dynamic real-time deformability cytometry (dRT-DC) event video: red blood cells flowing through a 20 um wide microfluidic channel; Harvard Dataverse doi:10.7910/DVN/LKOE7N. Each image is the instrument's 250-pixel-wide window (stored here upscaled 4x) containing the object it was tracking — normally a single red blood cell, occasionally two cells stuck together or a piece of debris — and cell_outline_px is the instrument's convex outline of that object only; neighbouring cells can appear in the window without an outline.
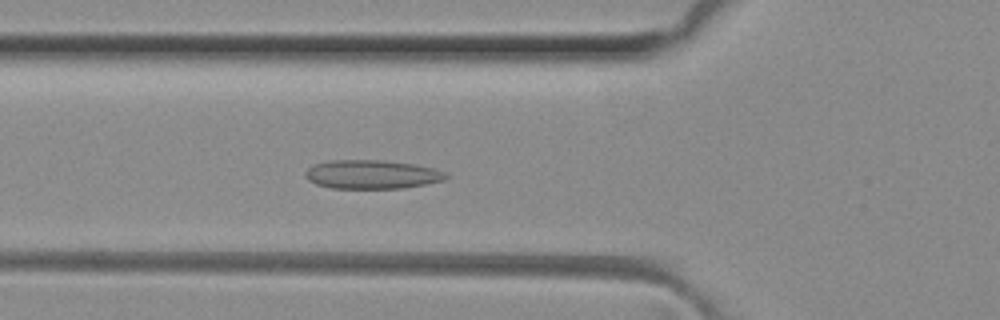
{"species": "common noctule bat (a hibernating species)", "species_latin": "Nyctalus noctula", "temperature_condition": "room temperature", "stored_images_in_passage": 50, "camera_frame_rate_fps": 3000, "um_per_image_px": 0.085, "animal": {"sex": "female", "body_mass_g": 29.2, "forearm_length_mm": 56.3}, "frame": {"image": 1, "passage_image": 17, "time_ms": 5.333, "image_size_px": [1000, 320], "cell_outline_px": [[448, 176], [444, 180], [428, 184], [404, 188], [332, 188], [316, 184], [308, 180], [304, 176], [304, 172], [312, 164], [328, 160], [380, 160], [412, 164], [432, 168], [444, 172]], "centroid_in_image_um": [31.56, 14.82], "position_along_channel_um": 94.2, "area_um2": 23.64}}
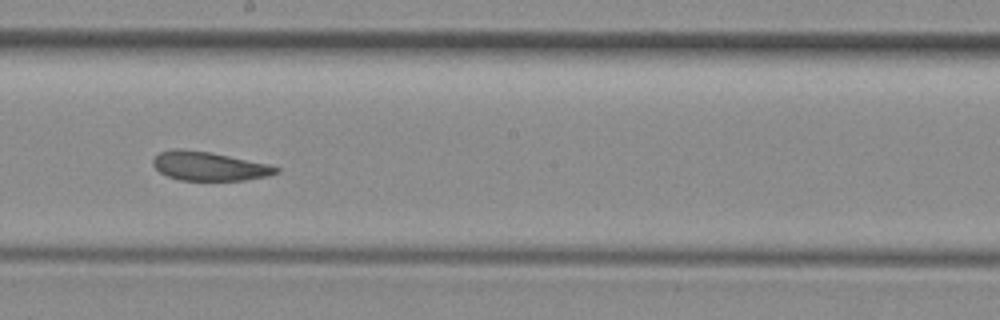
{"frame": {"image": 2, "passage_image": 27, "time_ms": 8.667, "image_size_px": [1000, 320], "cell_outline_px": [[280, 172], [268, 176], [244, 180], [180, 180], [168, 176], [160, 172], [152, 164], [152, 160], [160, 152], [172, 148], [180, 148], [212, 152], [268, 164], [280, 168]], "centroid_in_image_um": [17.77, 14.11], "position_along_channel_um": 230.4, "area_um2": 20.81}}
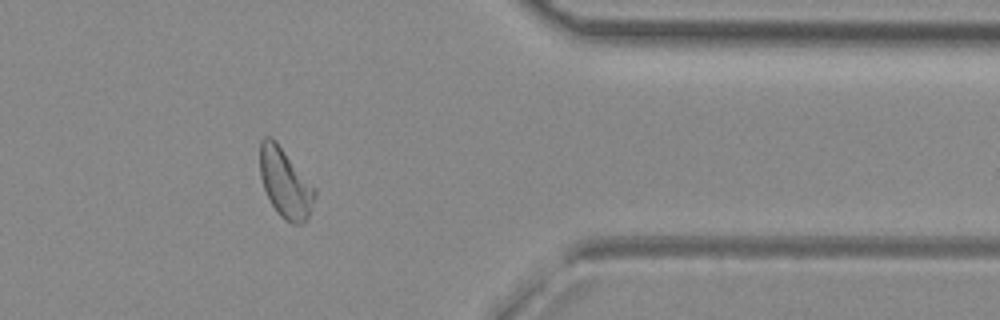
{"frame": {"image": 3, "passage_image": 40, "time_ms": 13.0, "image_size_px": [1000, 320], "cell_outline_px": [[316, 192], [308, 220], [304, 224], [292, 224], [284, 220], [276, 212], [264, 188], [260, 176], [260, 140], [264, 136], [272, 136], [276, 140], [316, 188]], "centroid_in_image_um": [24.25, 15.56], "position_along_channel_um": 387.1, "area_um2": 22.43}, "authors_computed_cell_mechanics": {"area_um2": 22.4842, "velocity_mm_per_s": 4.0852, "shape_relaxation_time_tau1_ms": 7.3967, "shape_relaxation_time_tau2_ms": 2.7862, "deformation_change_tau1": 0.1297, "deformation_change_tau2": 0.0854}}